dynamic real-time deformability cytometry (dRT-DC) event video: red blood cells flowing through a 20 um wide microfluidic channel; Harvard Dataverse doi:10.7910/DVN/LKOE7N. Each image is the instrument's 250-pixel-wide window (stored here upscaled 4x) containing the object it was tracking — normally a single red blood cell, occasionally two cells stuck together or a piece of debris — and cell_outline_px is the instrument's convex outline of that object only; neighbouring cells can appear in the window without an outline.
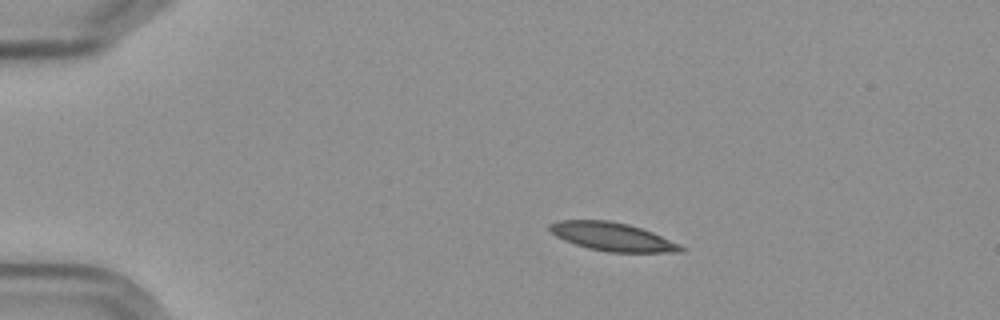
{"species": "Egyptian fruit bat (a non-hibernating species)", "species_latin": "Rousettus aegyptiacus", "temperature_condition": "cold", "stored_images_in_passage": 4, "camera_frame_rate_fps": 3000, "um_per_image_px": 0.085, "frame": {"image": 1, "passage_image": 1, "time_ms": 0.0, "image_size_px": [1000, 320], "cell_outline_px": [[684, 252], [608, 252], [588, 248], [564, 240], [556, 236], [548, 228], [548, 224], [556, 220], [608, 220], [628, 224], [652, 232], [680, 244], [684, 248]], "centroid_in_image_um": [52.03, 20.12], "position_along_channel_um": 33.0, "area_um2": 21.62}}
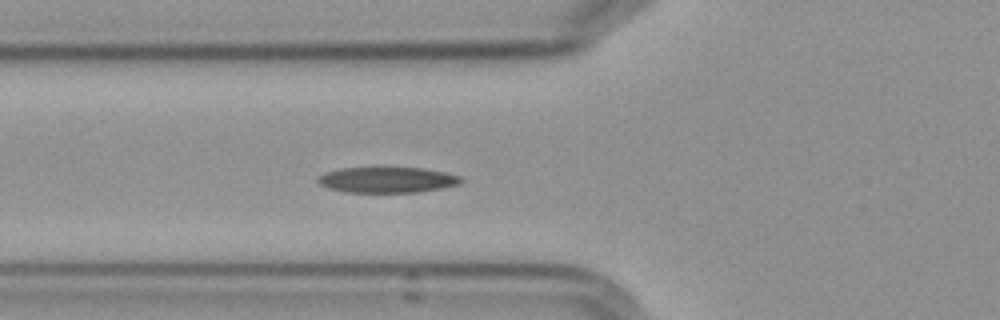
{"frame": {"image": 2, "passage_image": 4, "time_ms": 3.333, "image_size_px": [1000, 320], "cell_outline_px": [[464, 180], [460, 184], [420, 192], [344, 192], [328, 188], [320, 184], [316, 180], [324, 172], [340, 168], [420, 168], [444, 172], [460, 176]], "centroid_in_image_um": [32.9, 15.29], "position_along_channel_um": 92.9, "area_um2": 21.33}}